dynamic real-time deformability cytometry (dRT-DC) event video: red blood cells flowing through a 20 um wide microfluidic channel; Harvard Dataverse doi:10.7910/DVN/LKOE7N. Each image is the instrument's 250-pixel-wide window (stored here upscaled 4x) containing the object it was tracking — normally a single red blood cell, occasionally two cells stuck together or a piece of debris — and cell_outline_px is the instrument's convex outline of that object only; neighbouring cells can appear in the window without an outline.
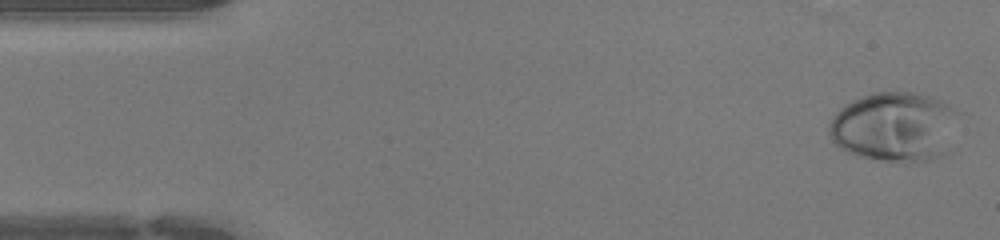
{"species": "human", "species_latin": "Homo sapiens", "temperature_condition": "warm", "stored_images_in_passage": 32, "camera_frame_rate_fps": 3000, "um_per_image_px": 0.085, "donor": {"sex": "female"}, "frame": {"image": 1, "passage_image": 1, "time_ms": 0.0, "image_size_px": [1000, 240], "cell_outline_px": [[956, 112], [944, 152], [928, 160], [884, 160], [860, 156], [848, 152], [840, 148], [828, 136], [828, 128], [832, 116], [840, 108], [852, 100], [872, 92], [912, 92], [944, 100], [956, 108]], "centroid_in_image_um": [75.93, 10.72], "position_along_channel_um": 9.1, "area_um2": 51.38}}
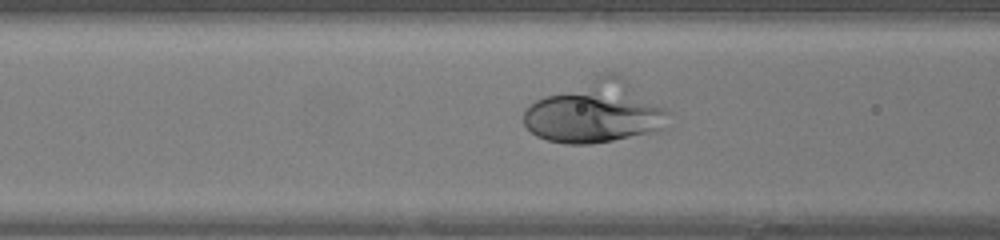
{"frame": {"image": 2, "passage_image": 17, "time_ms": 5.333, "image_size_px": [1000, 240], "cell_outline_px": [[672, 112], [660, 128], [652, 132], [612, 140], [588, 144], [564, 144], [548, 140], [536, 136], [524, 124], [524, 112], [536, 100], [544, 96], [600, 72], [616, 72], [624, 76]], "centroid_in_image_um": [50.62, 9.48], "position_along_channel_um": 116.0, "area_um2": 52.42}}
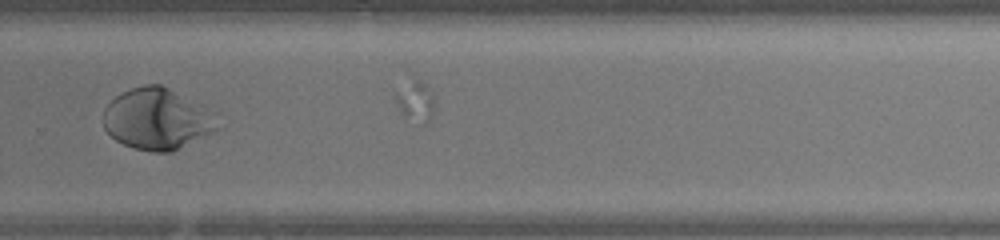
{"frame": {"image": 3, "passage_image": 31, "time_ms": 10.0, "image_size_px": [1000, 240], "cell_outline_px": [[216, 128], [212, 132], [172, 152], [152, 152], [132, 148], [116, 140], [104, 128], [104, 108], [116, 96], [132, 88], [144, 84], [160, 84], [168, 88], [212, 124]], "centroid_in_image_um": [13.09, 10.18], "position_along_channel_um": 316.7, "area_um2": 37.74}}